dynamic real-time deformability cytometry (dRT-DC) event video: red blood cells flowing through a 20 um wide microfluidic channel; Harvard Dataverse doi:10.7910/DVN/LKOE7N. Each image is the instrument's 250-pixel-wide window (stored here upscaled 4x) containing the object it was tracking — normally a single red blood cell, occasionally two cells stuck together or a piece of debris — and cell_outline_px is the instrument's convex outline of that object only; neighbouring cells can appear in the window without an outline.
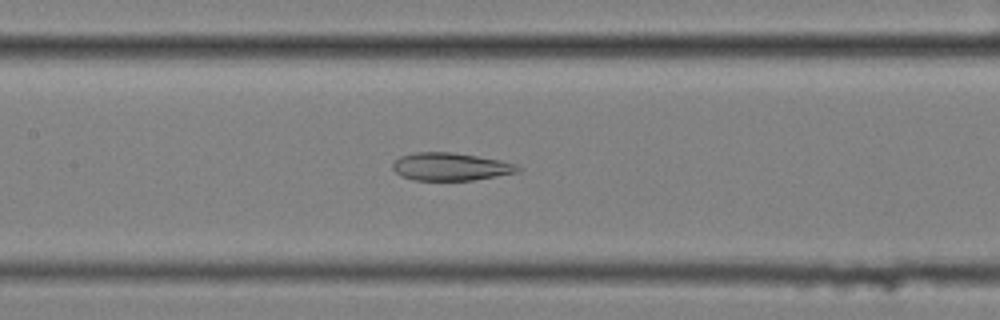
{"species": "common noctule bat (a hibernating species)", "species_latin": "Nyctalus noctula", "temperature_condition": "cold", "stored_images_in_passage": 43, "camera_frame_rate_fps": 3000, "um_per_image_px": 0.085, "animal": {"sex": "female", "body_mass_g": 25.1}, "frame": {"image": 1, "passage_image": 12, "time_ms": 3.667, "image_size_px": [1000, 320], "cell_outline_px": [[520, 168], [516, 172], [496, 176], [472, 180], [412, 180], [400, 176], [392, 168], [392, 164], [400, 156], [416, 152], [452, 152], [500, 160], [516, 164]], "centroid_in_image_um": [38.25, 14.17], "position_along_channel_um": 169.2, "area_um2": 20.11}}
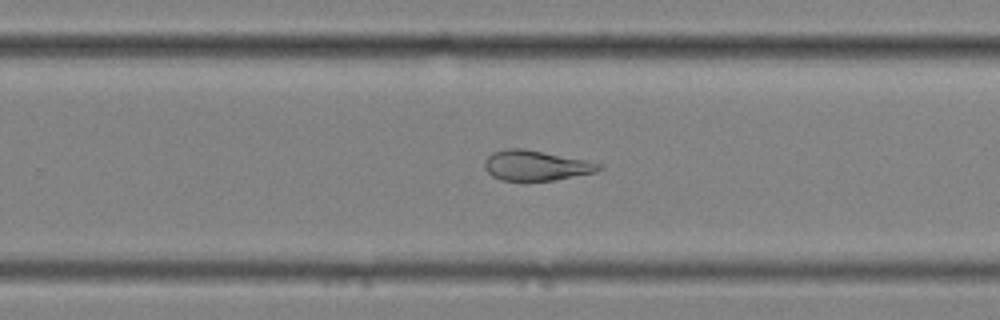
{"frame": {"image": 2, "passage_image": 22, "time_ms": 7.0, "image_size_px": [1000, 320], "cell_outline_px": [[604, 168], [596, 172], [552, 180], [500, 180], [492, 176], [484, 168], [484, 160], [492, 152], [504, 148], [520, 148], [584, 160], [600, 164]], "centroid_in_image_um": [45.49, 14.06], "position_along_channel_um": 284.3, "area_um2": 19.77}}
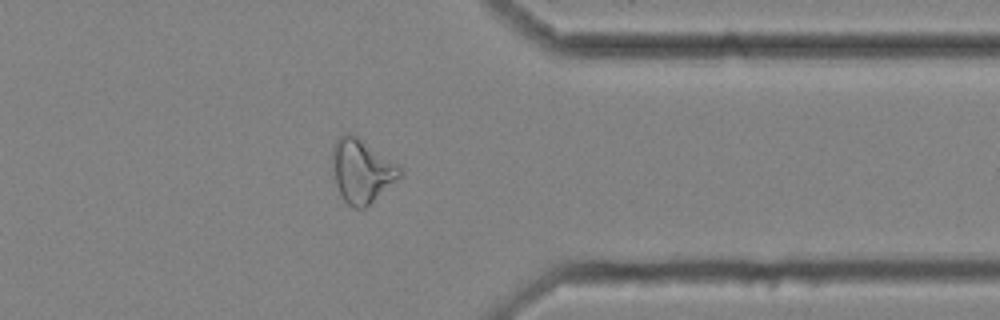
{"frame": {"image": 3, "passage_image": 31, "time_ms": 10.0, "image_size_px": [1000, 320], "cell_outline_px": [[404, 172], [400, 176], [364, 208], [352, 208], [344, 200], [336, 184], [332, 168], [332, 144], [340, 136], [348, 132], [356, 136], [400, 164]], "centroid_in_image_um": [30.74, 14.49], "position_along_channel_um": 380.7, "area_um2": 24.85}, "authors_computed_cell_mechanics": {"area_um2": 22.0796, "velocity_mm_per_s": 3.4635, "shape_relaxation_time_tau1_ms": null, "shape_relaxation_time_tau2_ms": 3.4014, "deformation_change_tau1": null, "deformation_change_tau2": 0.1297}}